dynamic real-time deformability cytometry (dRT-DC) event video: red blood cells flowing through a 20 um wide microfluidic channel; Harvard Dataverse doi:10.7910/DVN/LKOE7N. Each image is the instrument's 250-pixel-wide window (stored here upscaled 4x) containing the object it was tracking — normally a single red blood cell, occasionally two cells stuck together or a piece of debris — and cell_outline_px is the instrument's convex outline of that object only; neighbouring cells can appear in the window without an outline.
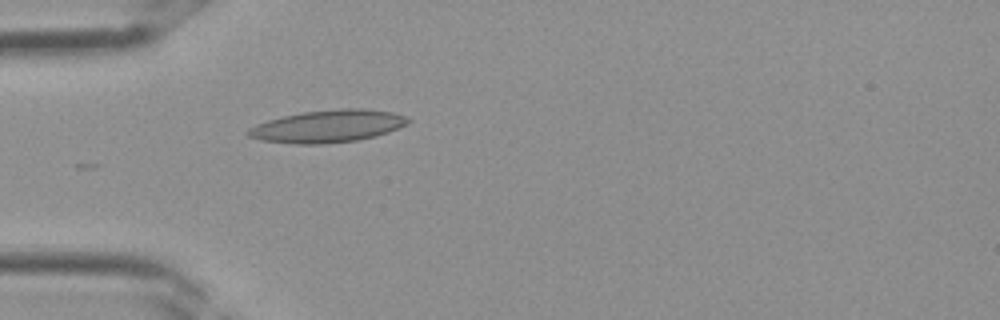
{"species": "Egyptian fruit bat (a non-hibernating species)", "species_latin": "Rousettus aegyptiacus", "temperature_condition": "room temperature", "stored_images_in_passage": 1, "camera_frame_rate_fps": 3000, "um_per_image_px": 0.085, "frame": {"image": 1, "passage_image": 1, "time_ms": 0.0, "image_size_px": [1000, 320], "cell_outline_px": [[412, 120], [408, 124], [388, 132], [376, 136], [356, 140], [324, 144], [296, 144], [260, 140], [248, 136], [244, 132], [248, 128], [256, 124], [268, 120], [284, 116], [304, 112], [340, 108], [364, 108], [392, 112], [404, 116]], "centroid_in_image_um": [27.85, 10.73], "position_along_channel_um": 57.1, "area_um2": 30.29}}